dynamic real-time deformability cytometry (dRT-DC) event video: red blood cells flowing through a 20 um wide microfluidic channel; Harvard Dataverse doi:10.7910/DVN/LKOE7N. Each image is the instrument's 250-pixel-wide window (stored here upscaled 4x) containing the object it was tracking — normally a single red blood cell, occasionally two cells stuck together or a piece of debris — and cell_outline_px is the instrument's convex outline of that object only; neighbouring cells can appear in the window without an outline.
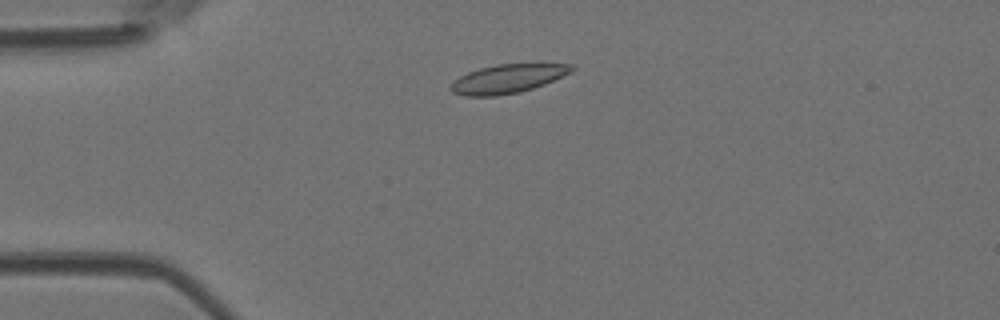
{"species": "Egyptian fruit bat (a non-hibernating species)", "species_latin": "Rousettus aegyptiacus", "temperature_condition": "room temperature", "stored_images_in_passage": 2, "camera_frame_rate_fps": 3000, "um_per_image_px": 0.085, "animal": {"sex": "female"}, "frame": {"image": 1, "passage_image": 2, "time_ms": 1.0, "image_size_px": [1000, 320], "cell_outline_px": [[576, 68], [572, 72], [544, 84], [520, 92], [496, 96], [464, 96], [452, 92], [448, 88], [460, 76], [468, 72], [480, 68], [496, 64], [540, 60], [572, 64]], "centroid_in_image_um": [43.27, 6.62], "position_along_channel_um": 41.7, "area_um2": 21.27}}